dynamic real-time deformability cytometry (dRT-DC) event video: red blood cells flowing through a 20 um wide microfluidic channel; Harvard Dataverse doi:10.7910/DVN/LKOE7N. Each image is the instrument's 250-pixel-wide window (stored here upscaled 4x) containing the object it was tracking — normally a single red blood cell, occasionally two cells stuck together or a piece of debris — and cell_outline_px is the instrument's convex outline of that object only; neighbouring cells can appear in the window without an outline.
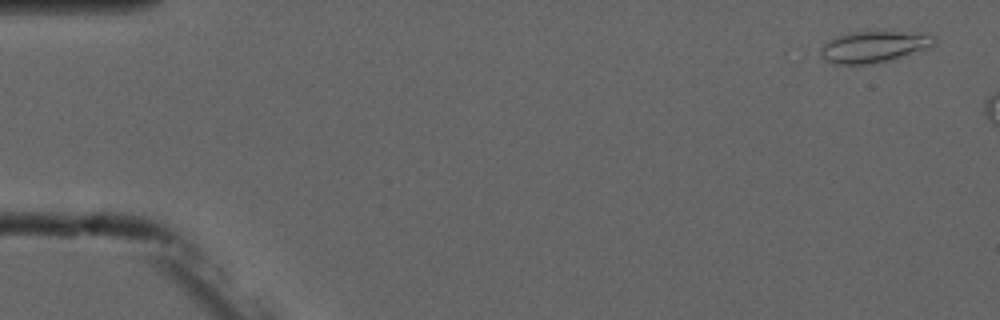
{"species": "common noctule bat (a hibernating species)", "species_latin": "Nyctalus noctula", "temperature_condition": "cold", "stored_images_in_passage": 2, "camera_frame_rate_fps": 3000, "um_per_image_px": 0.085, "animal": {"sex": "male", "forearm_length_mm": 52.5}, "frame": {"image": 1, "passage_image": 1, "time_ms": 0.0, "image_size_px": [1000, 320], "cell_outline_px": [[936, 44], [928, 48], [872, 64], [836, 64], [824, 60], [820, 52], [820, 48], [824, 44], [836, 36], [852, 32], [924, 32], [936, 36]], "centroid_in_image_um": [74.3, 3.96], "position_along_channel_um": 10.7, "area_um2": 20.63}}